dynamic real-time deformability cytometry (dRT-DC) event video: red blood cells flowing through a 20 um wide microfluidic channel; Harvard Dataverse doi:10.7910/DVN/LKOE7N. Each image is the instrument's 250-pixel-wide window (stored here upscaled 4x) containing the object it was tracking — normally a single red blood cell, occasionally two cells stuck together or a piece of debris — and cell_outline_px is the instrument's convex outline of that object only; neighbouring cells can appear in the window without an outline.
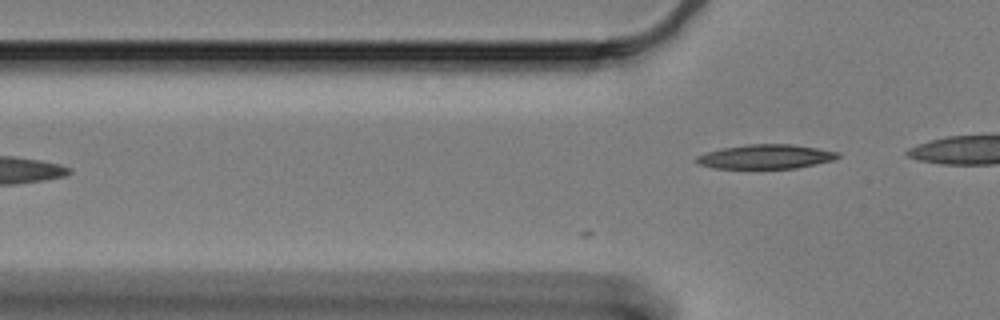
{"species": "Egyptian fruit bat (a non-hibernating species)", "species_latin": "Rousettus aegyptiacus", "temperature_condition": "cold", "stored_images_in_passage": 2, "camera_frame_rate_fps": 3000, "um_per_image_px": 0.085, "animal": {"sex": "female"}, "frame": {"image": 1, "passage_image": 2, "time_ms": 0.333, "image_size_px": [1000, 320], "cell_outline_px": [[840, 156], [836, 160], [796, 168], [712, 168], [696, 164], [692, 160], [696, 156], [720, 148], [748, 144], [792, 144], [840, 152]], "centroid_in_image_um": [65.06, 13.32], "position_along_channel_um": 60.7, "area_um2": 20.23}}